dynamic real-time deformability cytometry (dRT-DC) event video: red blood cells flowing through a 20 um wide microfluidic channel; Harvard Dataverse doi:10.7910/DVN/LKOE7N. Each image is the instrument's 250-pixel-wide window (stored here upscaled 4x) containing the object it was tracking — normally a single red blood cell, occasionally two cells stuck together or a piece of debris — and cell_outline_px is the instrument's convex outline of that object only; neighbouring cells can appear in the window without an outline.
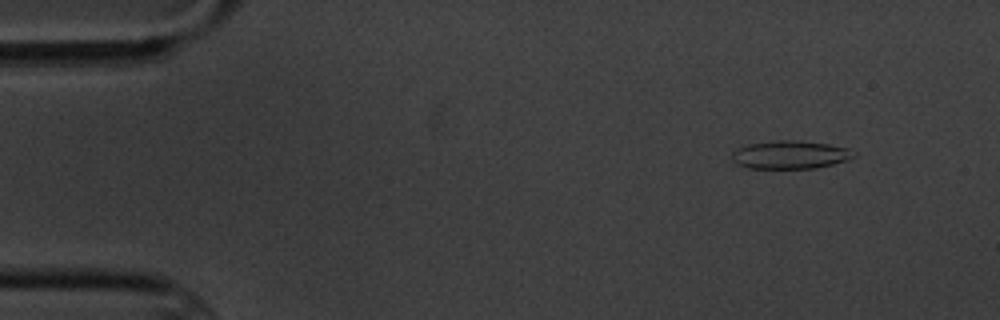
{"species": "common noctule bat (a hibernating species)", "species_latin": "Nyctalus noctula", "temperature_condition": "cold", "stored_images_in_passage": 5, "camera_frame_rate_fps": 3000, "um_per_image_px": 0.085, "animal": {"sex": "male", "body_mass_g": 20.1, "forearm_length_mm": 53.5}, "frame": {"image": 1, "passage_image": 2, "time_ms": 1.333, "image_size_px": [1000, 320], "cell_outline_px": [[856, 156], [848, 160], [816, 168], [748, 168], [736, 164], [732, 160], [732, 152], [748, 144], [780, 140], [800, 140], [828, 144], [848, 148], [856, 152]], "centroid_in_image_um": [67.2, 13.15], "position_along_channel_um": 17.8, "area_um2": 20.0}}
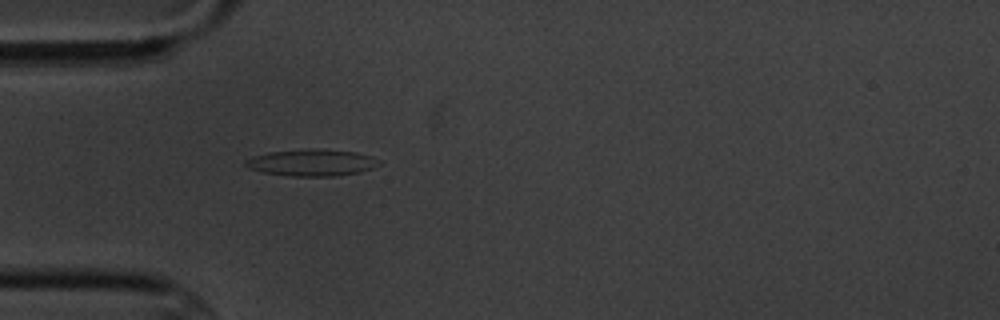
{"frame": {"image": 2, "passage_image": 5, "time_ms": 5.0, "image_size_px": [1000, 320], "cell_outline_px": [[384, 164], [360, 172], [336, 176], [292, 176], [264, 172], [248, 168], [244, 164], [244, 160], [252, 156], [268, 152], [304, 148], [324, 148], [356, 152], [372, 156], [380, 160]], "centroid_in_image_um": [26.54, 13.8], "position_along_channel_um": 58.5, "area_um2": 21.27}}